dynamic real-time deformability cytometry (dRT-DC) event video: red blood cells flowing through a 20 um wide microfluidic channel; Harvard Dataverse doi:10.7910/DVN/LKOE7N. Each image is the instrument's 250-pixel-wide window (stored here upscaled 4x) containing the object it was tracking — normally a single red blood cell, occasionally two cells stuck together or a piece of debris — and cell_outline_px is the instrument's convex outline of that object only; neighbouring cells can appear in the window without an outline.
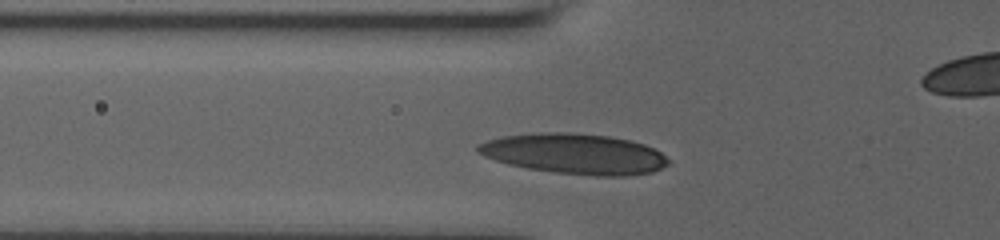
{"species": "human", "species_latin": "Homo sapiens", "temperature_condition": "room temperature", "stored_images_in_passage": 36, "camera_frame_rate_fps": 3000, "um_per_image_px": 0.085, "donor": {"sex": "male"}, "frame": {"image": 1, "passage_image": 6, "time_ms": 2.0, "image_size_px": [1000, 240], "cell_outline_px": [[668, 164], [652, 172], [628, 176], [596, 176], [556, 172], [528, 168], [508, 164], [484, 156], [476, 152], [476, 144], [484, 140], [500, 136], [540, 132], [568, 132], [608, 136], [628, 140], [644, 144], [660, 152], [668, 160]], "centroid_in_image_um": [48.77, 13.07], "position_along_channel_um": 77.0, "area_um2": 44.8}}
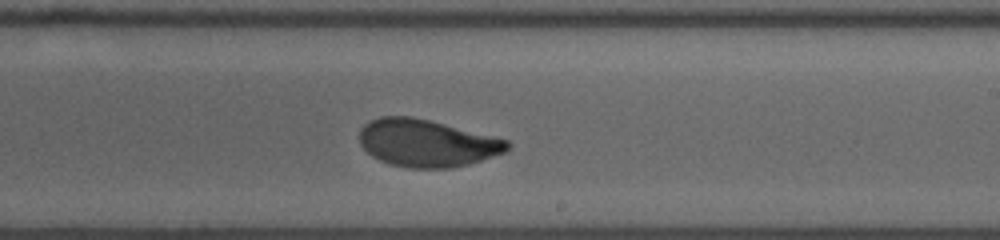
{"frame": {"image": 2, "passage_image": 23, "time_ms": 6.667, "image_size_px": [1000, 240], "cell_outline_px": [[512, 144], [504, 152], [468, 164], [448, 168], [408, 168], [388, 164], [372, 156], [360, 144], [360, 128], [364, 124], [380, 116], [412, 116], [508, 140]], "centroid_in_image_um": [36.24, 12.16], "position_along_channel_um": 252.8, "area_um2": 40.46}}
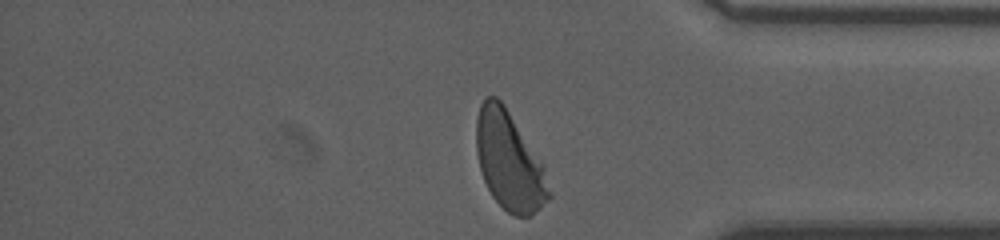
{"frame": {"image": 3, "passage_image": 36, "time_ms": 10.667, "image_size_px": [1000, 240], "cell_outline_px": [[552, 196], [532, 216], [516, 216], [508, 212], [492, 196], [484, 180], [480, 168], [476, 152], [476, 120], [480, 104], [484, 96], [496, 96], [504, 104], [544, 164], [552, 192]], "centroid_in_image_um": [43.31, 13.68], "position_along_channel_um": 391.9, "area_um2": 41.96}, "authors_computed_cell_mechanics": {"area_um2": 41.2692, "velocity_mm_per_s": 3.7723, "shape_relaxation_time_tau1_ms": 3.8124, "shape_relaxation_time_tau2_ms": 0.8822, "deformation_change_tau1": 0.1635, "deformation_change_tau2": 0.0624}}